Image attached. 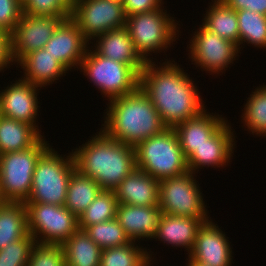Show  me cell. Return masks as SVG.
<instances>
[{"instance_id": "6da1fadb", "label": "cell", "mask_w": 266, "mask_h": 266, "mask_svg": "<svg viewBox=\"0 0 266 266\" xmlns=\"http://www.w3.org/2000/svg\"><path fill=\"white\" fill-rule=\"evenodd\" d=\"M163 59L159 64L157 59L146 62L140 72L139 87L148 96L163 123L173 128L195 118L207 108L193 77L174 58Z\"/></svg>"}, {"instance_id": "7a4b0ae2", "label": "cell", "mask_w": 266, "mask_h": 266, "mask_svg": "<svg viewBox=\"0 0 266 266\" xmlns=\"http://www.w3.org/2000/svg\"><path fill=\"white\" fill-rule=\"evenodd\" d=\"M73 148L76 169L102 190H114L135 168V148L110 138L101 128Z\"/></svg>"}, {"instance_id": "3957f363", "label": "cell", "mask_w": 266, "mask_h": 266, "mask_svg": "<svg viewBox=\"0 0 266 266\" xmlns=\"http://www.w3.org/2000/svg\"><path fill=\"white\" fill-rule=\"evenodd\" d=\"M106 103L100 128L116 141L135 147L168 128L140 87Z\"/></svg>"}, {"instance_id": "277c9868", "label": "cell", "mask_w": 266, "mask_h": 266, "mask_svg": "<svg viewBox=\"0 0 266 266\" xmlns=\"http://www.w3.org/2000/svg\"><path fill=\"white\" fill-rule=\"evenodd\" d=\"M166 2L158 9L126 17L125 27L130 33L136 51L145 62H153L156 54H165L173 45L175 46V41L181 38L180 21L176 20L174 14L172 17L170 12H167V6H164ZM152 54L155 55L154 58Z\"/></svg>"}, {"instance_id": "5b68a950", "label": "cell", "mask_w": 266, "mask_h": 266, "mask_svg": "<svg viewBox=\"0 0 266 266\" xmlns=\"http://www.w3.org/2000/svg\"><path fill=\"white\" fill-rule=\"evenodd\" d=\"M52 147L37 160L31 192L24 203L65 205L68 184L76 163L72 149L67 154H60Z\"/></svg>"}, {"instance_id": "8992f818", "label": "cell", "mask_w": 266, "mask_h": 266, "mask_svg": "<svg viewBox=\"0 0 266 266\" xmlns=\"http://www.w3.org/2000/svg\"><path fill=\"white\" fill-rule=\"evenodd\" d=\"M136 168L157 180L187 173V160L173 128L139 142L135 147Z\"/></svg>"}, {"instance_id": "52a82bcc", "label": "cell", "mask_w": 266, "mask_h": 266, "mask_svg": "<svg viewBox=\"0 0 266 266\" xmlns=\"http://www.w3.org/2000/svg\"><path fill=\"white\" fill-rule=\"evenodd\" d=\"M79 71L107 101L135 92L140 73L132 66L99 55L90 45Z\"/></svg>"}, {"instance_id": "ba28073f", "label": "cell", "mask_w": 266, "mask_h": 266, "mask_svg": "<svg viewBox=\"0 0 266 266\" xmlns=\"http://www.w3.org/2000/svg\"><path fill=\"white\" fill-rule=\"evenodd\" d=\"M48 142L43 135L28 149L0 155V190L6 202L28 199L36 162L51 146Z\"/></svg>"}, {"instance_id": "9c48e42d", "label": "cell", "mask_w": 266, "mask_h": 266, "mask_svg": "<svg viewBox=\"0 0 266 266\" xmlns=\"http://www.w3.org/2000/svg\"><path fill=\"white\" fill-rule=\"evenodd\" d=\"M197 176L188 171L177 177L160 180L158 206L162 213L199 220L212 219Z\"/></svg>"}, {"instance_id": "30bf717a", "label": "cell", "mask_w": 266, "mask_h": 266, "mask_svg": "<svg viewBox=\"0 0 266 266\" xmlns=\"http://www.w3.org/2000/svg\"><path fill=\"white\" fill-rule=\"evenodd\" d=\"M192 33L186 47L187 58L202 72L209 73L207 75L222 76L242 53L237 44L207 30L202 24Z\"/></svg>"}, {"instance_id": "8fae6325", "label": "cell", "mask_w": 266, "mask_h": 266, "mask_svg": "<svg viewBox=\"0 0 266 266\" xmlns=\"http://www.w3.org/2000/svg\"><path fill=\"white\" fill-rule=\"evenodd\" d=\"M28 232L36 242L63 244L78 229V218L65 206L25 203Z\"/></svg>"}, {"instance_id": "7c38bea8", "label": "cell", "mask_w": 266, "mask_h": 266, "mask_svg": "<svg viewBox=\"0 0 266 266\" xmlns=\"http://www.w3.org/2000/svg\"><path fill=\"white\" fill-rule=\"evenodd\" d=\"M70 18L89 43L109 30L126 26L123 2L118 0H79Z\"/></svg>"}, {"instance_id": "4fadbf2b", "label": "cell", "mask_w": 266, "mask_h": 266, "mask_svg": "<svg viewBox=\"0 0 266 266\" xmlns=\"http://www.w3.org/2000/svg\"><path fill=\"white\" fill-rule=\"evenodd\" d=\"M39 90L41 87L15 78V81H10L7 87L0 91V115L15 119L19 122L32 125L40 134L42 133L41 127L39 128Z\"/></svg>"}, {"instance_id": "5bb4252c", "label": "cell", "mask_w": 266, "mask_h": 266, "mask_svg": "<svg viewBox=\"0 0 266 266\" xmlns=\"http://www.w3.org/2000/svg\"><path fill=\"white\" fill-rule=\"evenodd\" d=\"M62 21L61 17L22 13L11 33L12 58L15 65L27 54L44 48Z\"/></svg>"}, {"instance_id": "9a60e30c", "label": "cell", "mask_w": 266, "mask_h": 266, "mask_svg": "<svg viewBox=\"0 0 266 266\" xmlns=\"http://www.w3.org/2000/svg\"><path fill=\"white\" fill-rule=\"evenodd\" d=\"M227 120L210 138L186 159L188 170L193 173H200L201 169L222 168L230 166L234 150L237 144L236 133ZM233 154V155H232ZM224 167V168H223ZM200 170V171H199Z\"/></svg>"}, {"instance_id": "2e32d148", "label": "cell", "mask_w": 266, "mask_h": 266, "mask_svg": "<svg viewBox=\"0 0 266 266\" xmlns=\"http://www.w3.org/2000/svg\"><path fill=\"white\" fill-rule=\"evenodd\" d=\"M213 219L199 228L194 247L188 257L206 266H232L233 247L229 237ZM231 244V245H230Z\"/></svg>"}, {"instance_id": "e0dca14e", "label": "cell", "mask_w": 266, "mask_h": 266, "mask_svg": "<svg viewBox=\"0 0 266 266\" xmlns=\"http://www.w3.org/2000/svg\"><path fill=\"white\" fill-rule=\"evenodd\" d=\"M89 45L77 24L68 18L58 25L44 49L68 71H73L79 70Z\"/></svg>"}, {"instance_id": "ac0fdd59", "label": "cell", "mask_w": 266, "mask_h": 266, "mask_svg": "<svg viewBox=\"0 0 266 266\" xmlns=\"http://www.w3.org/2000/svg\"><path fill=\"white\" fill-rule=\"evenodd\" d=\"M162 212L159 206H133L118 203L116 220L131 241H152Z\"/></svg>"}, {"instance_id": "d6986e66", "label": "cell", "mask_w": 266, "mask_h": 266, "mask_svg": "<svg viewBox=\"0 0 266 266\" xmlns=\"http://www.w3.org/2000/svg\"><path fill=\"white\" fill-rule=\"evenodd\" d=\"M207 110L173 127L186 159L228 120L219 112L211 113Z\"/></svg>"}, {"instance_id": "ffe728a7", "label": "cell", "mask_w": 266, "mask_h": 266, "mask_svg": "<svg viewBox=\"0 0 266 266\" xmlns=\"http://www.w3.org/2000/svg\"><path fill=\"white\" fill-rule=\"evenodd\" d=\"M92 47L99 55L134 67L139 73L146 62L136 51L130 33L126 27L109 30L97 36Z\"/></svg>"}, {"instance_id": "44dd1931", "label": "cell", "mask_w": 266, "mask_h": 266, "mask_svg": "<svg viewBox=\"0 0 266 266\" xmlns=\"http://www.w3.org/2000/svg\"><path fill=\"white\" fill-rule=\"evenodd\" d=\"M209 220H199L194 217L174 216L162 213L158 222L155 241L170 247L184 248L188 256L195 244L197 232L203 223Z\"/></svg>"}, {"instance_id": "7402d4cb", "label": "cell", "mask_w": 266, "mask_h": 266, "mask_svg": "<svg viewBox=\"0 0 266 266\" xmlns=\"http://www.w3.org/2000/svg\"><path fill=\"white\" fill-rule=\"evenodd\" d=\"M159 180L135 168L114 189L118 203L133 206L159 205Z\"/></svg>"}, {"instance_id": "603a6c76", "label": "cell", "mask_w": 266, "mask_h": 266, "mask_svg": "<svg viewBox=\"0 0 266 266\" xmlns=\"http://www.w3.org/2000/svg\"><path fill=\"white\" fill-rule=\"evenodd\" d=\"M19 66V67H18ZM21 66V67H20ZM23 70L21 79L42 89L58 83L69 71L44 48L27 54L16 66ZM62 77V78H61ZM60 78V79H59Z\"/></svg>"}, {"instance_id": "cb8c5ba5", "label": "cell", "mask_w": 266, "mask_h": 266, "mask_svg": "<svg viewBox=\"0 0 266 266\" xmlns=\"http://www.w3.org/2000/svg\"><path fill=\"white\" fill-rule=\"evenodd\" d=\"M202 13L201 24L209 31L239 45V28L236 11L222 0H211Z\"/></svg>"}, {"instance_id": "d4e9b609", "label": "cell", "mask_w": 266, "mask_h": 266, "mask_svg": "<svg viewBox=\"0 0 266 266\" xmlns=\"http://www.w3.org/2000/svg\"><path fill=\"white\" fill-rule=\"evenodd\" d=\"M41 137L32 125L0 115V155L28 149Z\"/></svg>"}, {"instance_id": "484cf974", "label": "cell", "mask_w": 266, "mask_h": 266, "mask_svg": "<svg viewBox=\"0 0 266 266\" xmlns=\"http://www.w3.org/2000/svg\"><path fill=\"white\" fill-rule=\"evenodd\" d=\"M28 232L25 203L5 202L0 206V250L26 237Z\"/></svg>"}, {"instance_id": "4316f807", "label": "cell", "mask_w": 266, "mask_h": 266, "mask_svg": "<svg viewBox=\"0 0 266 266\" xmlns=\"http://www.w3.org/2000/svg\"><path fill=\"white\" fill-rule=\"evenodd\" d=\"M66 266H100L102 249L78 229L62 244Z\"/></svg>"}, {"instance_id": "83f0119b", "label": "cell", "mask_w": 266, "mask_h": 266, "mask_svg": "<svg viewBox=\"0 0 266 266\" xmlns=\"http://www.w3.org/2000/svg\"><path fill=\"white\" fill-rule=\"evenodd\" d=\"M101 190L95 180L75 169L68 184L64 206L79 218Z\"/></svg>"}, {"instance_id": "f1b7e54d", "label": "cell", "mask_w": 266, "mask_h": 266, "mask_svg": "<svg viewBox=\"0 0 266 266\" xmlns=\"http://www.w3.org/2000/svg\"><path fill=\"white\" fill-rule=\"evenodd\" d=\"M136 241L124 246L102 249L100 266H148L156 262L152 248L146 249ZM153 256V257H152Z\"/></svg>"}, {"instance_id": "f546056e", "label": "cell", "mask_w": 266, "mask_h": 266, "mask_svg": "<svg viewBox=\"0 0 266 266\" xmlns=\"http://www.w3.org/2000/svg\"><path fill=\"white\" fill-rule=\"evenodd\" d=\"M242 109V128L254 137L266 138V85H259L248 95Z\"/></svg>"}, {"instance_id": "4dcf8cb0", "label": "cell", "mask_w": 266, "mask_h": 266, "mask_svg": "<svg viewBox=\"0 0 266 266\" xmlns=\"http://www.w3.org/2000/svg\"><path fill=\"white\" fill-rule=\"evenodd\" d=\"M239 28V49L245 48V43L249 47H257L266 50V16L251 10H237ZM241 46V47H240ZM242 48V49H241Z\"/></svg>"}, {"instance_id": "1f68e13d", "label": "cell", "mask_w": 266, "mask_h": 266, "mask_svg": "<svg viewBox=\"0 0 266 266\" xmlns=\"http://www.w3.org/2000/svg\"><path fill=\"white\" fill-rule=\"evenodd\" d=\"M118 201L114 190H101L85 212L78 218L79 229L116 218Z\"/></svg>"}, {"instance_id": "d6a6232c", "label": "cell", "mask_w": 266, "mask_h": 266, "mask_svg": "<svg viewBox=\"0 0 266 266\" xmlns=\"http://www.w3.org/2000/svg\"><path fill=\"white\" fill-rule=\"evenodd\" d=\"M84 231L101 249L124 246L131 242L116 218L88 226Z\"/></svg>"}, {"instance_id": "836d02e7", "label": "cell", "mask_w": 266, "mask_h": 266, "mask_svg": "<svg viewBox=\"0 0 266 266\" xmlns=\"http://www.w3.org/2000/svg\"><path fill=\"white\" fill-rule=\"evenodd\" d=\"M27 266H66L62 244L35 241Z\"/></svg>"}, {"instance_id": "e575fe53", "label": "cell", "mask_w": 266, "mask_h": 266, "mask_svg": "<svg viewBox=\"0 0 266 266\" xmlns=\"http://www.w3.org/2000/svg\"><path fill=\"white\" fill-rule=\"evenodd\" d=\"M34 243V237L28 234L6 245L0 250V266H27Z\"/></svg>"}, {"instance_id": "d590c367", "label": "cell", "mask_w": 266, "mask_h": 266, "mask_svg": "<svg viewBox=\"0 0 266 266\" xmlns=\"http://www.w3.org/2000/svg\"><path fill=\"white\" fill-rule=\"evenodd\" d=\"M71 9L62 0H27L23 13L35 16H56L66 20L71 17Z\"/></svg>"}, {"instance_id": "8d00e7d4", "label": "cell", "mask_w": 266, "mask_h": 266, "mask_svg": "<svg viewBox=\"0 0 266 266\" xmlns=\"http://www.w3.org/2000/svg\"><path fill=\"white\" fill-rule=\"evenodd\" d=\"M23 13V5L18 0H0V27L11 34Z\"/></svg>"}, {"instance_id": "74e56055", "label": "cell", "mask_w": 266, "mask_h": 266, "mask_svg": "<svg viewBox=\"0 0 266 266\" xmlns=\"http://www.w3.org/2000/svg\"><path fill=\"white\" fill-rule=\"evenodd\" d=\"M164 0H124L123 8L126 17L134 14L146 13L158 9Z\"/></svg>"}, {"instance_id": "f35d334b", "label": "cell", "mask_w": 266, "mask_h": 266, "mask_svg": "<svg viewBox=\"0 0 266 266\" xmlns=\"http://www.w3.org/2000/svg\"><path fill=\"white\" fill-rule=\"evenodd\" d=\"M233 10H251L266 16V0H222Z\"/></svg>"}, {"instance_id": "ab89813d", "label": "cell", "mask_w": 266, "mask_h": 266, "mask_svg": "<svg viewBox=\"0 0 266 266\" xmlns=\"http://www.w3.org/2000/svg\"><path fill=\"white\" fill-rule=\"evenodd\" d=\"M15 65L12 58L11 40H0V73ZM6 68V69H5Z\"/></svg>"}, {"instance_id": "60d3db41", "label": "cell", "mask_w": 266, "mask_h": 266, "mask_svg": "<svg viewBox=\"0 0 266 266\" xmlns=\"http://www.w3.org/2000/svg\"><path fill=\"white\" fill-rule=\"evenodd\" d=\"M0 40H11V34L7 33L0 27Z\"/></svg>"}, {"instance_id": "b9f144b4", "label": "cell", "mask_w": 266, "mask_h": 266, "mask_svg": "<svg viewBox=\"0 0 266 266\" xmlns=\"http://www.w3.org/2000/svg\"><path fill=\"white\" fill-rule=\"evenodd\" d=\"M71 10L76 6L79 0H62Z\"/></svg>"}, {"instance_id": "7bdbcfd3", "label": "cell", "mask_w": 266, "mask_h": 266, "mask_svg": "<svg viewBox=\"0 0 266 266\" xmlns=\"http://www.w3.org/2000/svg\"><path fill=\"white\" fill-rule=\"evenodd\" d=\"M185 266H206L198 262H194L189 257H186V265Z\"/></svg>"}, {"instance_id": "ee69618b", "label": "cell", "mask_w": 266, "mask_h": 266, "mask_svg": "<svg viewBox=\"0 0 266 266\" xmlns=\"http://www.w3.org/2000/svg\"><path fill=\"white\" fill-rule=\"evenodd\" d=\"M6 201L4 200V198L1 195V190H0V206L3 205Z\"/></svg>"}, {"instance_id": "f6af8a7d", "label": "cell", "mask_w": 266, "mask_h": 266, "mask_svg": "<svg viewBox=\"0 0 266 266\" xmlns=\"http://www.w3.org/2000/svg\"><path fill=\"white\" fill-rule=\"evenodd\" d=\"M156 263H158V259H157V262H153V261H151V262L149 263L148 266H154V264L157 265ZM158 266H159V265H158Z\"/></svg>"}, {"instance_id": "bcb514c9", "label": "cell", "mask_w": 266, "mask_h": 266, "mask_svg": "<svg viewBox=\"0 0 266 266\" xmlns=\"http://www.w3.org/2000/svg\"><path fill=\"white\" fill-rule=\"evenodd\" d=\"M22 5L26 3L27 0H18Z\"/></svg>"}]
</instances>
